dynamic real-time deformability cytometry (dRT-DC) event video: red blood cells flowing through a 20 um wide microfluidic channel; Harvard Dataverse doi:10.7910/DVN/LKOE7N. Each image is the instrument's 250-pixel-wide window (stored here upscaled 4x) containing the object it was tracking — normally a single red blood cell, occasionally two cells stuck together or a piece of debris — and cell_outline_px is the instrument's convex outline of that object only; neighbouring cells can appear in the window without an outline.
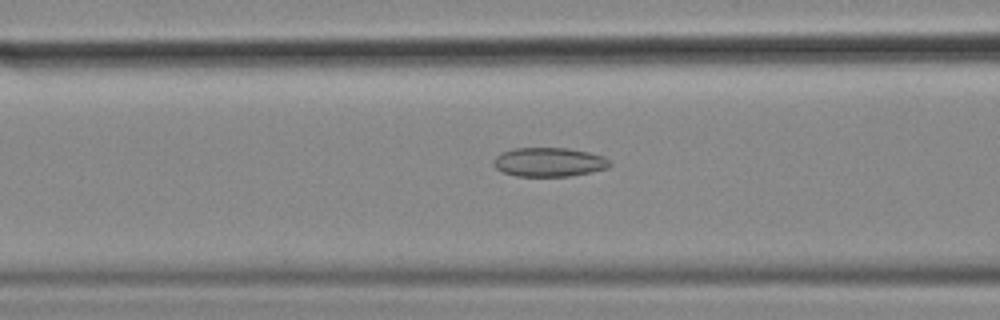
{"species": "common noctule bat (a hibernating species)", "species_latin": "Nyctalus noctula", "temperature_condition": "cold", "stored_images_in_passage": 38, "camera_frame_rate_fps": 3000, "um_per_image_px": 0.085, "animal": {"sex": "female", "body_mass_g": 18.4}, "frame": {"image": 1, "passage_image": 9, "time_ms": 2.667, "image_size_px": [1000, 320], "cell_outline_px": [[612, 164], [608, 168], [568, 176], [516, 176], [504, 172], [496, 168], [492, 164], [492, 160], [500, 152], [512, 148], [568, 148], [588, 152], [604, 156]], "centroid_in_image_um": [46.63, 13.77], "position_along_channel_um": 120.0, "area_um2": 19.71}}
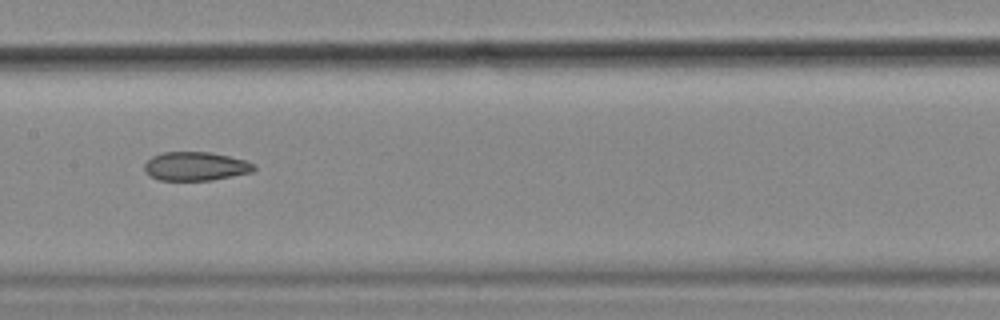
{"frame": {"image": 2, "passage_image": 15, "time_ms": 4.667, "image_size_px": [1000, 320], "cell_outline_px": [[256, 168], [252, 172], [212, 180], [160, 180], [152, 176], [144, 168], [144, 164], [152, 156], [164, 152], [212, 152], [244, 160], [256, 164]], "centroid_in_image_um": [16.66, 14.13], "position_along_channel_um": 190.7, "area_um2": 18.21}}
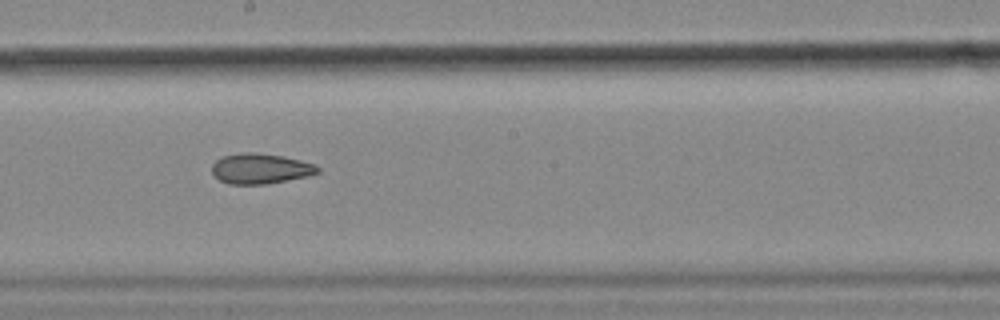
{"frame": {"image": 3, "passage_image": 18, "time_ms": 5.667, "image_size_px": [1000, 320], "cell_outline_px": [[320, 172], [308, 176], [264, 184], [228, 184], [220, 180], [212, 172], [212, 164], [216, 160], [224, 156], [244, 152], [252, 152], [284, 156], [316, 164], [320, 168]], "centroid_in_image_um": [22.16, 14.33], "position_along_channel_um": 226.0, "area_um2": 18.61}, "authors_computed_cell_mechanics": {"area_um2": 19.3052, "velocity_mm_per_s": 3.5465, "shape_relaxation_time_tau1_ms": null, "shape_relaxation_time_tau2_ms": 5.3978, "deformation_change_tau1": null, "deformation_change_tau2": 0.1328}}